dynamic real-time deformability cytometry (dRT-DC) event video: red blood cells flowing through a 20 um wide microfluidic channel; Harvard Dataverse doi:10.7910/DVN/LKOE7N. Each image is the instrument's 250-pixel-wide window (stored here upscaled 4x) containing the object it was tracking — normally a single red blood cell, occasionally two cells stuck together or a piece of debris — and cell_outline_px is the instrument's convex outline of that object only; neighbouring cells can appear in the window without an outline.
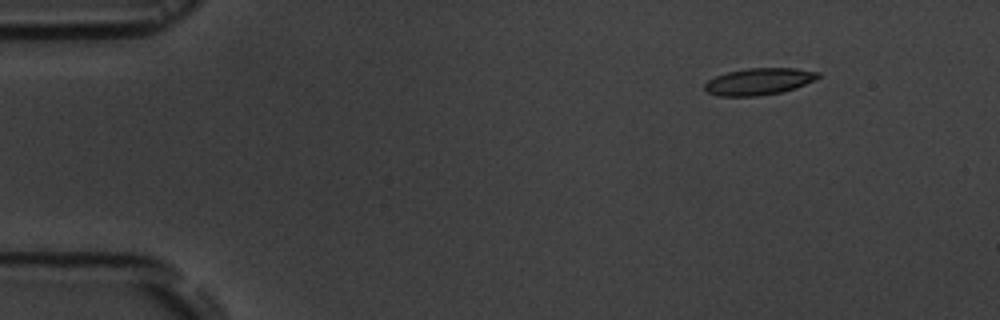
{"species": "common noctule bat (a hibernating species)", "species_latin": "Nyctalus noctula", "temperature_condition": "room temperature", "stored_images_in_passage": 4, "camera_frame_rate_fps": 3000, "um_per_image_px": 0.085, "animal": {"sex": "male", "body_mass_g": 19.5, "forearm_length_mm": 54.6}, "frame": {"image": 1, "passage_image": 1, "time_ms": 0.0, "image_size_px": [1000, 320], "cell_outline_px": [[820, 76], [816, 80], [796, 88], [780, 92], [756, 96], [716, 96], [708, 92], [704, 88], [704, 84], [708, 80], [716, 76], [728, 72], [748, 68], [796, 68], [820, 72]], "centroid_in_image_um": [64.53, 6.92], "position_along_channel_um": 20.5, "area_um2": 17.74}}
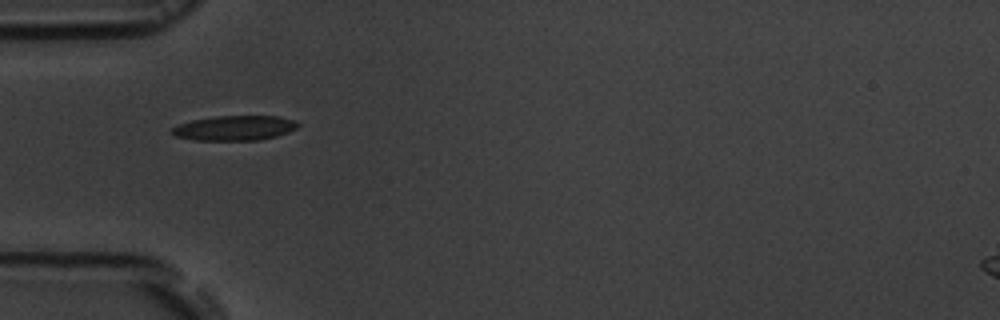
{"frame": {"image": 2, "passage_image": 4, "time_ms": 3.667, "image_size_px": [1000, 320], "cell_outline_px": [[300, 124], [296, 128], [288, 132], [276, 136], [260, 140], [192, 140], [176, 136], [168, 132], [176, 124], [192, 120], [216, 116], [276, 116], [296, 120]], "centroid_in_image_um": [19.91, 10.88], "position_along_channel_um": 65.1, "area_um2": 18.38}}